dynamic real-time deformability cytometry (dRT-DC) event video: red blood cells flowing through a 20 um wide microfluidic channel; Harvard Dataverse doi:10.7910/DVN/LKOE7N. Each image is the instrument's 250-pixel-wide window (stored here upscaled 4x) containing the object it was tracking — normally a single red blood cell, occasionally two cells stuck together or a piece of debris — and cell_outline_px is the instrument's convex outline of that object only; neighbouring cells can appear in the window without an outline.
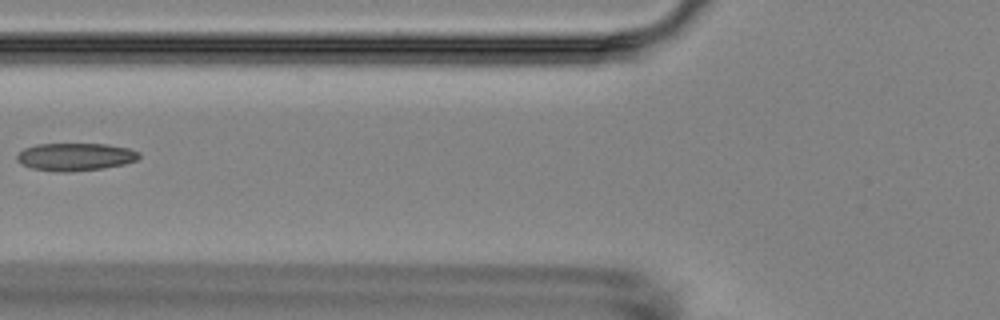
{"species": "Egyptian fruit bat (a non-hibernating species)", "species_latin": "Rousettus aegyptiacus", "temperature_condition": "room temperature", "stored_images_in_passage": 2, "camera_frame_rate_fps": 3000, "um_per_image_px": 0.085, "animal": {"sex": "female"}, "frame": {"image": 1, "passage_image": 2, "time_ms": 2.0, "image_size_px": [1000, 320], "cell_outline_px": [[140, 156], [136, 160], [124, 164], [100, 168], [64, 172], [32, 168], [20, 164], [16, 160], [16, 156], [24, 148], [36, 144], [108, 144], [128, 148], [140, 152]], "centroid_in_image_um": [6.38, 13.31], "position_along_channel_um": 119.4, "area_um2": 19.54}}